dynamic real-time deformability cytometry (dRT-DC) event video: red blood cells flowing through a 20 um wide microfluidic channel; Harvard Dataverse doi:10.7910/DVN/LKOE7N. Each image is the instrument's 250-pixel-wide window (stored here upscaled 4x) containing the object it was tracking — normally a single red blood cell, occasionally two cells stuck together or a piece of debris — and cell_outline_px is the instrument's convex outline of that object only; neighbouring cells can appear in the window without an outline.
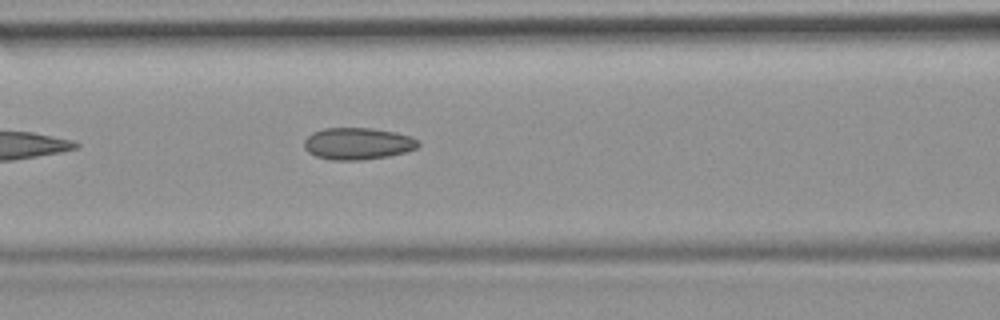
{"species": "common noctule bat (a hibernating species)", "species_latin": "Nyctalus noctula", "temperature_condition": "room temperature", "stored_images_in_passage": 5, "camera_frame_rate_fps": 3000, "um_per_image_px": 0.085, "animal": {"sex": "female", "body_mass_g": 19.9}, "frame": {"image": 1, "passage_image": 5, "time_ms": 6.333, "image_size_px": [1000, 320], "cell_outline_px": [[420, 144], [416, 148], [404, 152], [388, 156], [360, 160], [332, 160], [316, 156], [308, 152], [304, 148], [304, 140], [312, 132], [324, 128], [372, 128], [396, 132], [412, 136], [420, 140]], "centroid_in_image_um": [30.41, 12.2], "position_along_channel_um": 136.2, "area_um2": 21.33}}